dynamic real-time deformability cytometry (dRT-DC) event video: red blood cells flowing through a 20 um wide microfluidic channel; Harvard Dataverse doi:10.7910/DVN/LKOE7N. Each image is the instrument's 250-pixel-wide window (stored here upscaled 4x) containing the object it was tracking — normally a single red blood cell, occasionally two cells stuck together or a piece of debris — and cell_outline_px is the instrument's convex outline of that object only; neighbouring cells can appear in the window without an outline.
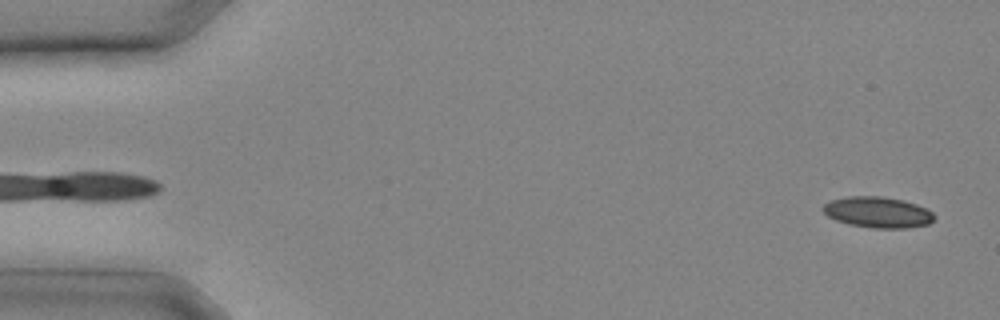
{"species": "common noctule bat (a hibernating species)", "species_latin": "Nyctalus noctula", "temperature_condition": "cold", "stored_images_in_passage": 11, "camera_frame_rate_fps": 3000, "um_per_image_px": 0.085, "animal": {"sex": "male", "body_mass_g": 20.4}, "frame": {"image": 1, "passage_image": 1, "time_ms": 0.0, "image_size_px": [1000, 320], "cell_outline_px": [[936, 216], [928, 224], [908, 228], [872, 228], [848, 224], [836, 220], [828, 216], [824, 212], [824, 204], [832, 200], [848, 196], [880, 196], [904, 200], [916, 204], [932, 212]], "centroid_in_image_um": [74.62, 18.04], "position_along_channel_um": 10.4, "area_um2": 19.94}}
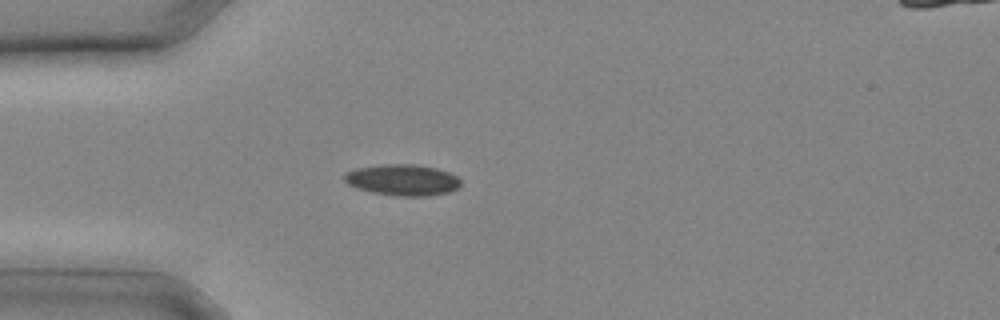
{"frame": {"image": 2, "passage_image": 7, "time_ms": 2.0, "image_size_px": [1000, 320], "cell_outline_px": [[460, 184], [456, 188], [448, 192], [428, 196], [396, 196], [372, 192], [356, 188], [348, 184], [344, 180], [344, 176], [348, 172], [356, 168], [384, 164], [412, 164], [436, 168], [448, 172], [456, 176], [460, 180]], "centroid_in_image_um": [34.2, 15.3], "position_along_channel_um": 50.8, "area_um2": 20.98}}
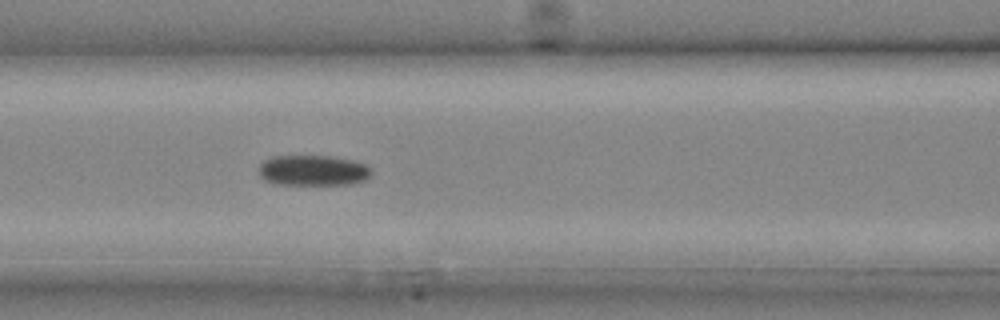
{"frame": {"image": 3, "passage_image": 11, "time_ms": 3.333, "image_size_px": [1000, 320], "cell_outline_px": [[372, 172], [368, 180], [352, 184], [276, 184], [264, 180], [260, 176], [260, 164], [264, 160], [272, 156], [332, 156], [356, 160], [368, 164], [372, 168]], "centroid_in_image_um": [26.69, 14.48], "position_along_channel_um": 139.9, "area_um2": 20.4}}